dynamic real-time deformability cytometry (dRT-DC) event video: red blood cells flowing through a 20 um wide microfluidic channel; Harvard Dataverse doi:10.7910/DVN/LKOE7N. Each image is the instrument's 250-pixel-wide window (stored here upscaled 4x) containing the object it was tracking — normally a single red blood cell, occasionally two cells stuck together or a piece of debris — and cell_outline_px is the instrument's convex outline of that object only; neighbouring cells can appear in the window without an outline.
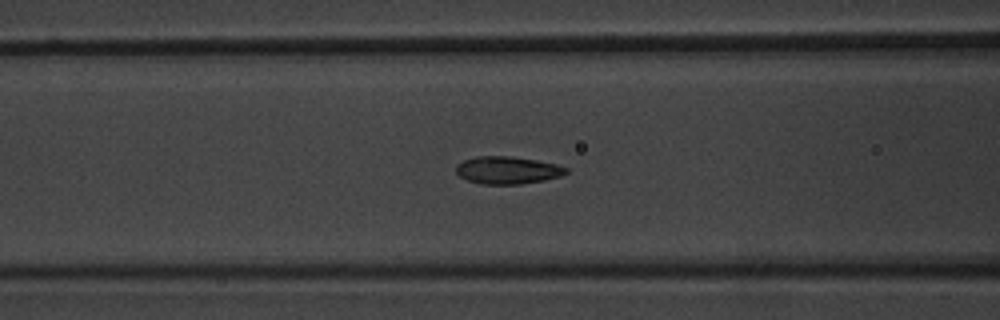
{"species": "common noctule bat (a hibernating species)", "species_latin": "Nyctalus noctula", "temperature_condition": "warm", "stored_images_in_passage": 53, "camera_frame_rate_fps": 3000, "um_per_image_px": 0.085, "animal": {"sex": "male", "body_mass_g": 20.1, "forearm_length_mm": 53.5}, "frame": {"image": 1, "passage_image": 22, "time_ms": 7.0, "image_size_px": [1000, 320], "cell_outline_px": [[568, 172], [560, 176], [544, 180], [520, 184], [480, 184], [468, 180], [460, 176], [456, 172], [456, 164], [464, 160], [476, 156], [508, 156], [536, 160], [556, 164], [568, 168]], "centroid_in_image_um": [43.12, 14.46], "position_along_channel_um": 123.5, "area_um2": 17.57}}
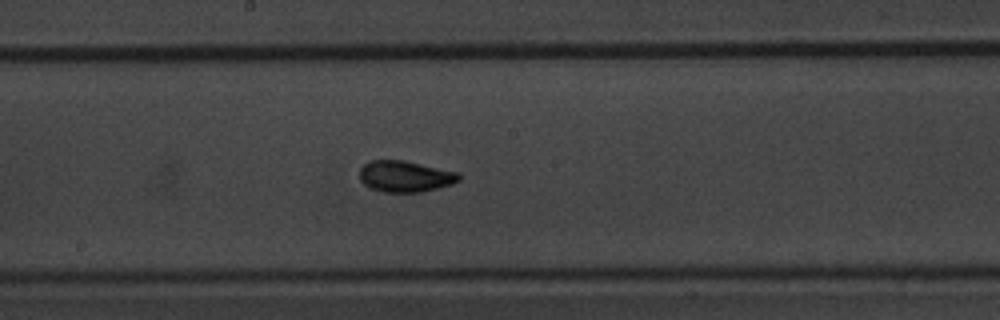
{"frame": {"image": 2, "passage_image": 29, "time_ms": 9.333, "image_size_px": [1000, 320], "cell_outline_px": [[460, 180], [452, 184], [420, 192], [380, 192], [364, 184], [360, 180], [360, 168], [368, 160], [404, 160], [460, 172]], "centroid_in_image_um": [34.44, 14.98], "position_along_channel_um": 213.8, "area_um2": 18.21}}
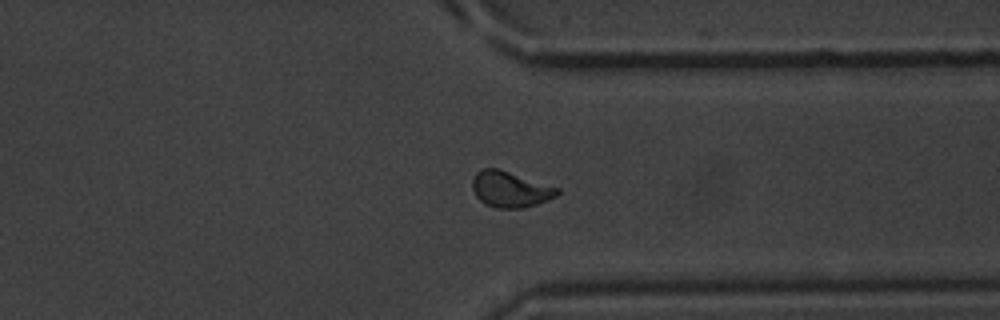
{"frame": {"image": 3, "passage_image": 41, "time_ms": 13.333, "image_size_px": [1000, 320], "cell_outline_px": [[560, 192], [556, 196], [548, 200], [524, 208], [496, 208], [484, 204], [476, 196], [472, 188], [472, 180], [476, 172], [480, 168], [500, 168], [560, 188]], "centroid_in_image_um": [43.36, 16.08], "position_along_channel_um": 368.0, "area_um2": 18.03}, "authors_computed_cell_mechanics": {"area_um2": 17.34, "velocity_mm_per_s": 3.8674, "shape_relaxation_time_tau1_ms": 2.9321, "shape_relaxation_time_tau2_ms": 0.9635, "deformation_change_tau1": 0.1347, "deformation_change_tau2": 0.0679}}